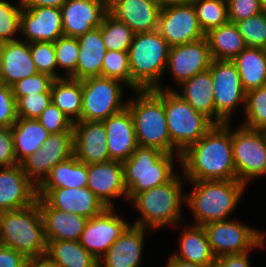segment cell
I'll use <instances>...</instances> for the list:
<instances>
[{
  "label": "cell",
  "instance_id": "cell-1",
  "mask_svg": "<svg viewBox=\"0 0 266 267\" xmlns=\"http://www.w3.org/2000/svg\"><path fill=\"white\" fill-rule=\"evenodd\" d=\"M231 123L215 124L181 154L180 170L187 181L237 180Z\"/></svg>",
  "mask_w": 266,
  "mask_h": 267
},
{
  "label": "cell",
  "instance_id": "cell-2",
  "mask_svg": "<svg viewBox=\"0 0 266 267\" xmlns=\"http://www.w3.org/2000/svg\"><path fill=\"white\" fill-rule=\"evenodd\" d=\"M187 180L179 172L166 184L136 194L129 202L139 215L131 224L156 233L161 228H171L183 223V208L186 207ZM185 190V191H184ZM184 220V221H183Z\"/></svg>",
  "mask_w": 266,
  "mask_h": 267
},
{
  "label": "cell",
  "instance_id": "cell-3",
  "mask_svg": "<svg viewBox=\"0 0 266 267\" xmlns=\"http://www.w3.org/2000/svg\"><path fill=\"white\" fill-rule=\"evenodd\" d=\"M186 186L191 191L186 194L185 206L193 216L192 224L198 226L231 219L249 188L239 180L187 181Z\"/></svg>",
  "mask_w": 266,
  "mask_h": 267
},
{
  "label": "cell",
  "instance_id": "cell-4",
  "mask_svg": "<svg viewBox=\"0 0 266 267\" xmlns=\"http://www.w3.org/2000/svg\"><path fill=\"white\" fill-rule=\"evenodd\" d=\"M127 107L131 112L139 146L167 154H182L171 142L164 109V89L134 90Z\"/></svg>",
  "mask_w": 266,
  "mask_h": 267
},
{
  "label": "cell",
  "instance_id": "cell-5",
  "mask_svg": "<svg viewBox=\"0 0 266 267\" xmlns=\"http://www.w3.org/2000/svg\"><path fill=\"white\" fill-rule=\"evenodd\" d=\"M170 46L158 30L135 33L128 50L129 67L132 76V91L164 89L175 90L168 86L164 78ZM174 87V88H173Z\"/></svg>",
  "mask_w": 266,
  "mask_h": 267
},
{
  "label": "cell",
  "instance_id": "cell-6",
  "mask_svg": "<svg viewBox=\"0 0 266 267\" xmlns=\"http://www.w3.org/2000/svg\"><path fill=\"white\" fill-rule=\"evenodd\" d=\"M180 157L181 154H167L154 147L138 145L122 162L128 202L136 194L170 181L179 172Z\"/></svg>",
  "mask_w": 266,
  "mask_h": 267
},
{
  "label": "cell",
  "instance_id": "cell-7",
  "mask_svg": "<svg viewBox=\"0 0 266 267\" xmlns=\"http://www.w3.org/2000/svg\"><path fill=\"white\" fill-rule=\"evenodd\" d=\"M0 244L27 259L46 255L47 241L37 201L23 209L0 212Z\"/></svg>",
  "mask_w": 266,
  "mask_h": 267
},
{
  "label": "cell",
  "instance_id": "cell-8",
  "mask_svg": "<svg viewBox=\"0 0 266 267\" xmlns=\"http://www.w3.org/2000/svg\"><path fill=\"white\" fill-rule=\"evenodd\" d=\"M164 109L171 142L181 153L215 125L175 90H164Z\"/></svg>",
  "mask_w": 266,
  "mask_h": 267
},
{
  "label": "cell",
  "instance_id": "cell-9",
  "mask_svg": "<svg viewBox=\"0 0 266 267\" xmlns=\"http://www.w3.org/2000/svg\"><path fill=\"white\" fill-rule=\"evenodd\" d=\"M216 258L266 249V230L245 225L238 219L214 221L203 226Z\"/></svg>",
  "mask_w": 266,
  "mask_h": 267
},
{
  "label": "cell",
  "instance_id": "cell-10",
  "mask_svg": "<svg viewBox=\"0 0 266 267\" xmlns=\"http://www.w3.org/2000/svg\"><path fill=\"white\" fill-rule=\"evenodd\" d=\"M81 81L82 112L79 121L102 122L127 107L128 98H125V92L129 87L122 81L103 76Z\"/></svg>",
  "mask_w": 266,
  "mask_h": 267
},
{
  "label": "cell",
  "instance_id": "cell-11",
  "mask_svg": "<svg viewBox=\"0 0 266 267\" xmlns=\"http://www.w3.org/2000/svg\"><path fill=\"white\" fill-rule=\"evenodd\" d=\"M232 125V154L237 180L248 187L266 175V133ZM254 180V181H253Z\"/></svg>",
  "mask_w": 266,
  "mask_h": 267
},
{
  "label": "cell",
  "instance_id": "cell-12",
  "mask_svg": "<svg viewBox=\"0 0 266 267\" xmlns=\"http://www.w3.org/2000/svg\"><path fill=\"white\" fill-rule=\"evenodd\" d=\"M209 70L214 84L215 111L225 122L234 124L233 115L240 110L243 114L246 98L237 67L232 60L213 59Z\"/></svg>",
  "mask_w": 266,
  "mask_h": 267
},
{
  "label": "cell",
  "instance_id": "cell-13",
  "mask_svg": "<svg viewBox=\"0 0 266 267\" xmlns=\"http://www.w3.org/2000/svg\"><path fill=\"white\" fill-rule=\"evenodd\" d=\"M72 156H74L73 127L66 132L50 134L42 147L25 158L20 165L25 174L38 186L55 165Z\"/></svg>",
  "mask_w": 266,
  "mask_h": 267
},
{
  "label": "cell",
  "instance_id": "cell-14",
  "mask_svg": "<svg viewBox=\"0 0 266 267\" xmlns=\"http://www.w3.org/2000/svg\"><path fill=\"white\" fill-rule=\"evenodd\" d=\"M117 208H106L88 219L81 234L80 244L98 260L131 224L123 214H118Z\"/></svg>",
  "mask_w": 266,
  "mask_h": 267
},
{
  "label": "cell",
  "instance_id": "cell-15",
  "mask_svg": "<svg viewBox=\"0 0 266 267\" xmlns=\"http://www.w3.org/2000/svg\"><path fill=\"white\" fill-rule=\"evenodd\" d=\"M209 43L206 37L169 49L165 74L172 78L178 87L194 75L207 71L212 61ZM172 76V77H171Z\"/></svg>",
  "mask_w": 266,
  "mask_h": 267
},
{
  "label": "cell",
  "instance_id": "cell-16",
  "mask_svg": "<svg viewBox=\"0 0 266 267\" xmlns=\"http://www.w3.org/2000/svg\"><path fill=\"white\" fill-rule=\"evenodd\" d=\"M158 31L170 47L191 43L205 37L192 3L161 8Z\"/></svg>",
  "mask_w": 266,
  "mask_h": 267
},
{
  "label": "cell",
  "instance_id": "cell-17",
  "mask_svg": "<svg viewBox=\"0 0 266 267\" xmlns=\"http://www.w3.org/2000/svg\"><path fill=\"white\" fill-rule=\"evenodd\" d=\"M37 198H43L51 207L87 219L102 213L107 207L86 186L79 188H37Z\"/></svg>",
  "mask_w": 266,
  "mask_h": 267
},
{
  "label": "cell",
  "instance_id": "cell-18",
  "mask_svg": "<svg viewBox=\"0 0 266 267\" xmlns=\"http://www.w3.org/2000/svg\"><path fill=\"white\" fill-rule=\"evenodd\" d=\"M64 36L61 8H22L20 17V40L32 42H52Z\"/></svg>",
  "mask_w": 266,
  "mask_h": 267
},
{
  "label": "cell",
  "instance_id": "cell-19",
  "mask_svg": "<svg viewBox=\"0 0 266 267\" xmlns=\"http://www.w3.org/2000/svg\"><path fill=\"white\" fill-rule=\"evenodd\" d=\"M87 187L107 208H114L118 199L128 203L127 189L124 184L123 164L110 160L89 164ZM122 197V198H121ZM116 199V201H114Z\"/></svg>",
  "mask_w": 266,
  "mask_h": 267
},
{
  "label": "cell",
  "instance_id": "cell-20",
  "mask_svg": "<svg viewBox=\"0 0 266 267\" xmlns=\"http://www.w3.org/2000/svg\"><path fill=\"white\" fill-rule=\"evenodd\" d=\"M151 231L130 224L120 237L98 260L99 267H141L143 262L145 239Z\"/></svg>",
  "mask_w": 266,
  "mask_h": 267
},
{
  "label": "cell",
  "instance_id": "cell-21",
  "mask_svg": "<svg viewBox=\"0 0 266 267\" xmlns=\"http://www.w3.org/2000/svg\"><path fill=\"white\" fill-rule=\"evenodd\" d=\"M61 12L64 36L78 38L101 26L108 13V0H67Z\"/></svg>",
  "mask_w": 266,
  "mask_h": 267
},
{
  "label": "cell",
  "instance_id": "cell-22",
  "mask_svg": "<svg viewBox=\"0 0 266 267\" xmlns=\"http://www.w3.org/2000/svg\"><path fill=\"white\" fill-rule=\"evenodd\" d=\"M37 200V185L20 164L0 167V212L23 209Z\"/></svg>",
  "mask_w": 266,
  "mask_h": 267
},
{
  "label": "cell",
  "instance_id": "cell-23",
  "mask_svg": "<svg viewBox=\"0 0 266 267\" xmlns=\"http://www.w3.org/2000/svg\"><path fill=\"white\" fill-rule=\"evenodd\" d=\"M74 156L87 165L110 161L107 133L103 122L77 121L73 123Z\"/></svg>",
  "mask_w": 266,
  "mask_h": 267
},
{
  "label": "cell",
  "instance_id": "cell-24",
  "mask_svg": "<svg viewBox=\"0 0 266 267\" xmlns=\"http://www.w3.org/2000/svg\"><path fill=\"white\" fill-rule=\"evenodd\" d=\"M160 11L152 0H108V12L134 33L158 30Z\"/></svg>",
  "mask_w": 266,
  "mask_h": 267
},
{
  "label": "cell",
  "instance_id": "cell-25",
  "mask_svg": "<svg viewBox=\"0 0 266 267\" xmlns=\"http://www.w3.org/2000/svg\"><path fill=\"white\" fill-rule=\"evenodd\" d=\"M102 122L107 133L110 160L120 162L127 160L138 146L129 108L125 107Z\"/></svg>",
  "mask_w": 266,
  "mask_h": 267
},
{
  "label": "cell",
  "instance_id": "cell-26",
  "mask_svg": "<svg viewBox=\"0 0 266 267\" xmlns=\"http://www.w3.org/2000/svg\"><path fill=\"white\" fill-rule=\"evenodd\" d=\"M0 82L12 86L25 77L38 73L30 54L29 43L22 40L0 44Z\"/></svg>",
  "mask_w": 266,
  "mask_h": 267
},
{
  "label": "cell",
  "instance_id": "cell-27",
  "mask_svg": "<svg viewBox=\"0 0 266 267\" xmlns=\"http://www.w3.org/2000/svg\"><path fill=\"white\" fill-rule=\"evenodd\" d=\"M36 201L40 205L46 240H80L87 218L53 208L43 198Z\"/></svg>",
  "mask_w": 266,
  "mask_h": 267
},
{
  "label": "cell",
  "instance_id": "cell-28",
  "mask_svg": "<svg viewBox=\"0 0 266 267\" xmlns=\"http://www.w3.org/2000/svg\"><path fill=\"white\" fill-rule=\"evenodd\" d=\"M213 88V78L207 70L183 82L175 92L214 124H224L226 122L215 111Z\"/></svg>",
  "mask_w": 266,
  "mask_h": 267
},
{
  "label": "cell",
  "instance_id": "cell-29",
  "mask_svg": "<svg viewBox=\"0 0 266 267\" xmlns=\"http://www.w3.org/2000/svg\"><path fill=\"white\" fill-rule=\"evenodd\" d=\"M182 228L178 234V250L172 255L180 260L202 265L214 264L216 257L213 254L208 237L203 226L189 223H180L173 228Z\"/></svg>",
  "mask_w": 266,
  "mask_h": 267
},
{
  "label": "cell",
  "instance_id": "cell-30",
  "mask_svg": "<svg viewBox=\"0 0 266 267\" xmlns=\"http://www.w3.org/2000/svg\"><path fill=\"white\" fill-rule=\"evenodd\" d=\"M79 55L76 71L69 77L83 80L101 76L106 48L101 36V28H93L78 38Z\"/></svg>",
  "mask_w": 266,
  "mask_h": 267
},
{
  "label": "cell",
  "instance_id": "cell-31",
  "mask_svg": "<svg viewBox=\"0 0 266 267\" xmlns=\"http://www.w3.org/2000/svg\"><path fill=\"white\" fill-rule=\"evenodd\" d=\"M11 130L18 164L41 148L50 135L37 119L18 117Z\"/></svg>",
  "mask_w": 266,
  "mask_h": 267
},
{
  "label": "cell",
  "instance_id": "cell-32",
  "mask_svg": "<svg viewBox=\"0 0 266 267\" xmlns=\"http://www.w3.org/2000/svg\"><path fill=\"white\" fill-rule=\"evenodd\" d=\"M232 61L246 92L266 85V49L246 47Z\"/></svg>",
  "mask_w": 266,
  "mask_h": 267
},
{
  "label": "cell",
  "instance_id": "cell-33",
  "mask_svg": "<svg viewBox=\"0 0 266 267\" xmlns=\"http://www.w3.org/2000/svg\"><path fill=\"white\" fill-rule=\"evenodd\" d=\"M46 256L58 267H99L98 259L79 241L46 240Z\"/></svg>",
  "mask_w": 266,
  "mask_h": 267
},
{
  "label": "cell",
  "instance_id": "cell-34",
  "mask_svg": "<svg viewBox=\"0 0 266 267\" xmlns=\"http://www.w3.org/2000/svg\"><path fill=\"white\" fill-rule=\"evenodd\" d=\"M205 37L212 59L233 60L247 46L235 23L228 21L210 30Z\"/></svg>",
  "mask_w": 266,
  "mask_h": 267
},
{
  "label": "cell",
  "instance_id": "cell-35",
  "mask_svg": "<svg viewBox=\"0 0 266 267\" xmlns=\"http://www.w3.org/2000/svg\"><path fill=\"white\" fill-rule=\"evenodd\" d=\"M51 102L73 123L81 118L82 81L63 77L55 79L51 87Z\"/></svg>",
  "mask_w": 266,
  "mask_h": 267
},
{
  "label": "cell",
  "instance_id": "cell-36",
  "mask_svg": "<svg viewBox=\"0 0 266 267\" xmlns=\"http://www.w3.org/2000/svg\"><path fill=\"white\" fill-rule=\"evenodd\" d=\"M88 165L75 156L55 165L37 188H79L87 186Z\"/></svg>",
  "mask_w": 266,
  "mask_h": 267
},
{
  "label": "cell",
  "instance_id": "cell-37",
  "mask_svg": "<svg viewBox=\"0 0 266 267\" xmlns=\"http://www.w3.org/2000/svg\"><path fill=\"white\" fill-rule=\"evenodd\" d=\"M100 28L106 50L128 52L135 33L124 22L108 12Z\"/></svg>",
  "mask_w": 266,
  "mask_h": 267
},
{
  "label": "cell",
  "instance_id": "cell-38",
  "mask_svg": "<svg viewBox=\"0 0 266 267\" xmlns=\"http://www.w3.org/2000/svg\"><path fill=\"white\" fill-rule=\"evenodd\" d=\"M191 3L204 34L229 21L226 0H192Z\"/></svg>",
  "mask_w": 266,
  "mask_h": 267
},
{
  "label": "cell",
  "instance_id": "cell-39",
  "mask_svg": "<svg viewBox=\"0 0 266 267\" xmlns=\"http://www.w3.org/2000/svg\"><path fill=\"white\" fill-rule=\"evenodd\" d=\"M243 119L239 124L257 130L266 129V85L246 92Z\"/></svg>",
  "mask_w": 266,
  "mask_h": 267
},
{
  "label": "cell",
  "instance_id": "cell-40",
  "mask_svg": "<svg viewBox=\"0 0 266 267\" xmlns=\"http://www.w3.org/2000/svg\"><path fill=\"white\" fill-rule=\"evenodd\" d=\"M22 8L19 0H0V44L20 40Z\"/></svg>",
  "mask_w": 266,
  "mask_h": 267
},
{
  "label": "cell",
  "instance_id": "cell-41",
  "mask_svg": "<svg viewBox=\"0 0 266 267\" xmlns=\"http://www.w3.org/2000/svg\"><path fill=\"white\" fill-rule=\"evenodd\" d=\"M54 48L58 67V79L70 77L76 71L79 55L78 39L67 36L59 37L54 42Z\"/></svg>",
  "mask_w": 266,
  "mask_h": 267
},
{
  "label": "cell",
  "instance_id": "cell-42",
  "mask_svg": "<svg viewBox=\"0 0 266 267\" xmlns=\"http://www.w3.org/2000/svg\"><path fill=\"white\" fill-rule=\"evenodd\" d=\"M101 76L122 81L132 91V76L128 52L107 50L103 59Z\"/></svg>",
  "mask_w": 266,
  "mask_h": 267
},
{
  "label": "cell",
  "instance_id": "cell-43",
  "mask_svg": "<svg viewBox=\"0 0 266 267\" xmlns=\"http://www.w3.org/2000/svg\"><path fill=\"white\" fill-rule=\"evenodd\" d=\"M235 25L247 47L266 49V10Z\"/></svg>",
  "mask_w": 266,
  "mask_h": 267
},
{
  "label": "cell",
  "instance_id": "cell-44",
  "mask_svg": "<svg viewBox=\"0 0 266 267\" xmlns=\"http://www.w3.org/2000/svg\"><path fill=\"white\" fill-rule=\"evenodd\" d=\"M30 54L38 72L45 73L58 79V67L55 56L54 43L32 42L29 43Z\"/></svg>",
  "mask_w": 266,
  "mask_h": 267
},
{
  "label": "cell",
  "instance_id": "cell-45",
  "mask_svg": "<svg viewBox=\"0 0 266 267\" xmlns=\"http://www.w3.org/2000/svg\"><path fill=\"white\" fill-rule=\"evenodd\" d=\"M51 103V92L33 93L21 96L17 101V116L37 119Z\"/></svg>",
  "mask_w": 266,
  "mask_h": 267
},
{
  "label": "cell",
  "instance_id": "cell-46",
  "mask_svg": "<svg viewBox=\"0 0 266 267\" xmlns=\"http://www.w3.org/2000/svg\"><path fill=\"white\" fill-rule=\"evenodd\" d=\"M55 78L45 73H36L16 82L11 86L16 101L21 97L33 93L51 92Z\"/></svg>",
  "mask_w": 266,
  "mask_h": 267
},
{
  "label": "cell",
  "instance_id": "cell-47",
  "mask_svg": "<svg viewBox=\"0 0 266 267\" xmlns=\"http://www.w3.org/2000/svg\"><path fill=\"white\" fill-rule=\"evenodd\" d=\"M37 120L50 134L66 132L73 127V122L52 102Z\"/></svg>",
  "mask_w": 266,
  "mask_h": 267
},
{
  "label": "cell",
  "instance_id": "cell-48",
  "mask_svg": "<svg viewBox=\"0 0 266 267\" xmlns=\"http://www.w3.org/2000/svg\"><path fill=\"white\" fill-rule=\"evenodd\" d=\"M17 119L16 98L12 88L0 82V127L11 128Z\"/></svg>",
  "mask_w": 266,
  "mask_h": 267
},
{
  "label": "cell",
  "instance_id": "cell-49",
  "mask_svg": "<svg viewBox=\"0 0 266 267\" xmlns=\"http://www.w3.org/2000/svg\"><path fill=\"white\" fill-rule=\"evenodd\" d=\"M228 20L236 23L264 11L259 0H226Z\"/></svg>",
  "mask_w": 266,
  "mask_h": 267
},
{
  "label": "cell",
  "instance_id": "cell-50",
  "mask_svg": "<svg viewBox=\"0 0 266 267\" xmlns=\"http://www.w3.org/2000/svg\"><path fill=\"white\" fill-rule=\"evenodd\" d=\"M18 165L11 128L0 127V167Z\"/></svg>",
  "mask_w": 266,
  "mask_h": 267
},
{
  "label": "cell",
  "instance_id": "cell-51",
  "mask_svg": "<svg viewBox=\"0 0 266 267\" xmlns=\"http://www.w3.org/2000/svg\"><path fill=\"white\" fill-rule=\"evenodd\" d=\"M26 261L22 253L0 244V267H24Z\"/></svg>",
  "mask_w": 266,
  "mask_h": 267
},
{
  "label": "cell",
  "instance_id": "cell-52",
  "mask_svg": "<svg viewBox=\"0 0 266 267\" xmlns=\"http://www.w3.org/2000/svg\"><path fill=\"white\" fill-rule=\"evenodd\" d=\"M248 251L242 254L225 255L216 258L214 267H252L250 254Z\"/></svg>",
  "mask_w": 266,
  "mask_h": 267
},
{
  "label": "cell",
  "instance_id": "cell-53",
  "mask_svg": "<svg viewBox=\"0 0 266 267\" xmlns=\"http://www.w3.org/2000/svg\"><path fill=\"white\" fill-rule=\"evenodd\" d=\"M67 0H19L23 8L30 7H55L61 8Z\"/></svg>",
  "mask_w": 266,
  "mask_h": 267
},
{
  "label": "cell",
  "instance_id": "cell-54",
  "mask_svg": "<svg viewBox=\"0 0 266 267\" xmlns=\"http://www.w3.org/2000/svg\"><path fill=\"white\" fill-rule=\"evenodd\" d=\"M165 267H214V264L202 265V264H197V263H192V262H186L170 254L165 264Z\"/></svg>",
  "mask_w": 266,
  "mask_h": 267
},
{
  "label": "cell",
  "instance_id": "cell-55",
  "mask_svg": "<svg viewBox=\"0 0 266 267\" xmlns=\"http://www.w3.org/2000/svg\"><path fill=\"white\" fill-rule=\"evenodd\" d=\"M24 267H58L46 255L42 257L28 258Z\"/></svg>",
  "mask_w": 266,
  "mask_h": 267
},
{
  "label": "cell",
  "instance_id": "cell-56",
  "mask_svg": "<svg viewBox=\"0 0 266 267\" xmlns=\"http://www.w3.org/2000/svg\"><path fill=\"white\" fill-rule=\"evenodd\" d=\"M161 8L173 5H185L191 3L192 0H152Z\"/></svg>",
  "mask_w": 266,
  "mask_h": 267
},
{
  "label": "cell",
  "instance_id": "cell-57",
  "mask_svg": "<svg viewBox=\"0 0 266 267\" xmlns=\"http://www.w3.org/2000/svg\"><path fill=\"white\" fill-rule=\"evenodd\" d=\"M261 3V6L263 7L264 10H266V0H259Z\"/></svg>",
  "mask_w": 266,
  "mask_h": 267
},
{
  "label": "cell",
  "instance_id": "cell-58",
  "mask_svg": "<svg viewBox=\"0 0 266 267\" xmlns=\"http://www.w3.org/2000/svg\"><path fill=\"white\" fill-rule=\"evenodd\" d=\"M0 69H1V51H0Z\"/></svg>",
  "mask_w": 266,
  "mask_h": 267
}]
</instances>
